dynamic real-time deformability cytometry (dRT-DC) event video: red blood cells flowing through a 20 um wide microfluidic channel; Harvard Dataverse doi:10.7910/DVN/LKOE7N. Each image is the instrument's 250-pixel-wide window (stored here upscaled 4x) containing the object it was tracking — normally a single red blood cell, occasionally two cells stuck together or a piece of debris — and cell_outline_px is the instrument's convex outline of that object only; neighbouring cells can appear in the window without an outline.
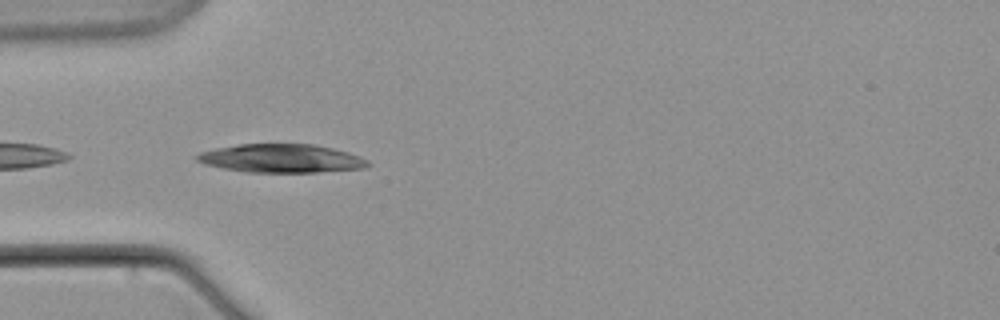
{"species": "common noctule bat (a hibernating species)", "species_latin": "Nyctalus noctula", "temperature_condition": "warm", "stored_images_in_passage": 11, "camera_frame_rate_fps": 3000, "um_per_image_px": 0.085, "animal": {"sex": "male", "body_mass_g": 21.5, "forearm_length_mm": 52.0}, "frame": {"image": 1, "passage_image": 5, "time_ms": 6.0, "image_size_px": [1000, 320], "cell_outline_px": [[372, 164], [364, 168], [316, 172], [248, 172], [224, 168], [204, 164], [196, 160], [192, 156], [200, 152], [216, 148], [240, 144], [316, 144], [348, 152], [360, 156], [368, 160]], "centroid_in_image_um": [23.91, 13.46], "position_along_channel_um": 61.1, "area_um2": 28.44}}
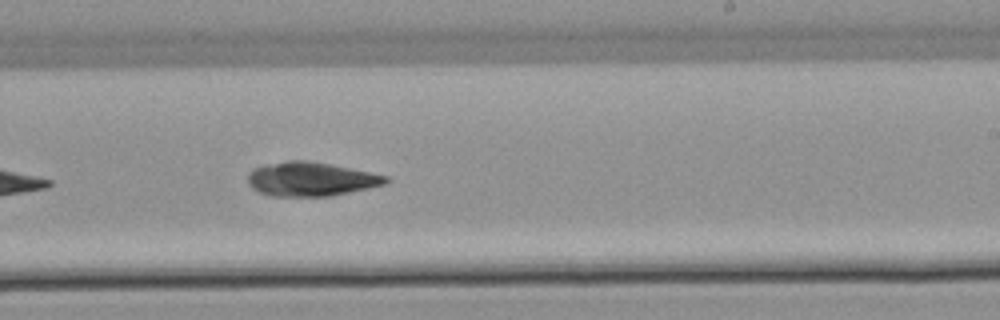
{"frame": {"image": 2, "passage_image": 11, "time_ms": 13.0, "image_size_px": [1000, 320], "cell_outline_px": [[388, 180], [384, 184], [368, 188], [332, 196], [272, 196], [260, 192], [252, 188], [248, 184], [248, 172], [252, 168], [264, 164], [288, 160], [308, 160], [388, 176]], "centroid_in_image_um": [26.35, 15.22], "position_along_channel_um": 262.6, "area_um2": 27.22}}